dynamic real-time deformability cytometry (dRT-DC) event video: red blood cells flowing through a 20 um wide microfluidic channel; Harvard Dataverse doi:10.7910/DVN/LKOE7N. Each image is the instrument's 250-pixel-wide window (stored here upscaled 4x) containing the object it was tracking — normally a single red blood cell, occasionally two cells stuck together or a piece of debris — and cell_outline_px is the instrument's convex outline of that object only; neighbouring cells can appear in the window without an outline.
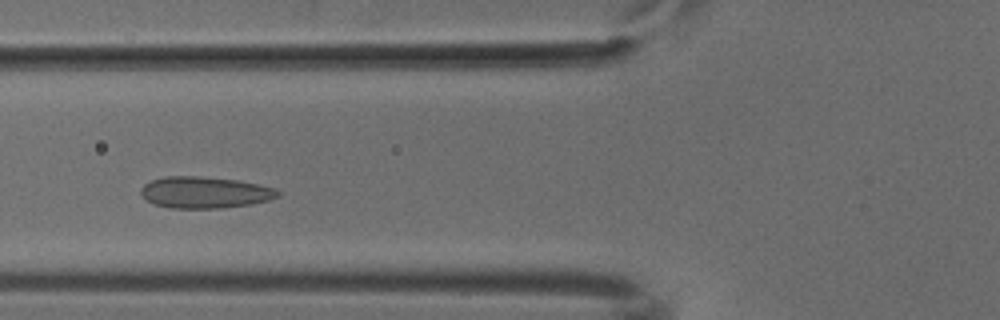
{"species": "common noctule bat (a hibernating species)", "species_latin": "Nyctalus noctula", "temperature_condition": "cold", "stored_images_in_passage": 47, "camera_frame_rate_fps": 3000, "um_per_image_px": 0.085, "animal": {"sex": "male", "body_mass_g": 18.8}, "frame": {"image": 1, "passage_image": 14, "time_ms": 4.333, "image_size_px": [1000, 320], "cell_outline_px": [[280, 196], [268, 200], [252, 204], [220, 208], [172, 208], [156, 204], [148, 200], [140, 192], [140, 188], [144, 184], [152, 180], [164, 176], [200, 176], [236, 180], [260, 184], [276, 188], [280, 192]], "centroid_in_image_um": [17.44, 16.35], "position_along_channel_um": 108.4, "area_um2": 25.14}}
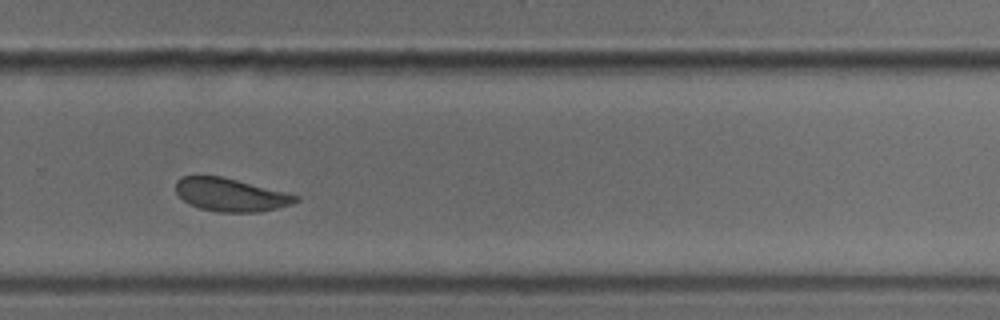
{"frame": {"image": 2, "passage_image": 30, "time_ms": 9.667, "image_size_px": [1000, 320], "cell_outline_px": [[300, 200], [292, 204], [260, 212], [216, 212], [200, 208], [188, 204], [176, 192], [176, 180], [184, 176], [220, 176], [288, 192], [300, 196]], "centroid_in_image_um": [19.63, 16.56], "position_along_channel_um": 310.2, "area_um2": 23.18}}
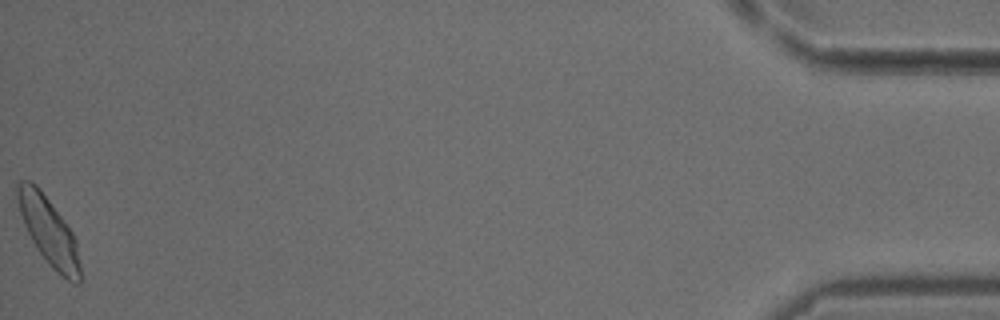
{"frame": {"image": 3, "passage_image": 47, "time_ms": 15.333, "image_size_px": [1000, 320], "cell_outline_px": [[80, 284], [72, 284], [56, 272], [48, 264], [36, 248], [24, 224], [20, 212], [16, 196], [16, 188], [20, 180], [28, 180], [36, 184], [40, 188], [72, 232], [76, 240], [80, 264]], "centroid_in_image_um": [4.15, 19.67], "position_along_channel_um": 431.1, "area_um2": 24.62}}